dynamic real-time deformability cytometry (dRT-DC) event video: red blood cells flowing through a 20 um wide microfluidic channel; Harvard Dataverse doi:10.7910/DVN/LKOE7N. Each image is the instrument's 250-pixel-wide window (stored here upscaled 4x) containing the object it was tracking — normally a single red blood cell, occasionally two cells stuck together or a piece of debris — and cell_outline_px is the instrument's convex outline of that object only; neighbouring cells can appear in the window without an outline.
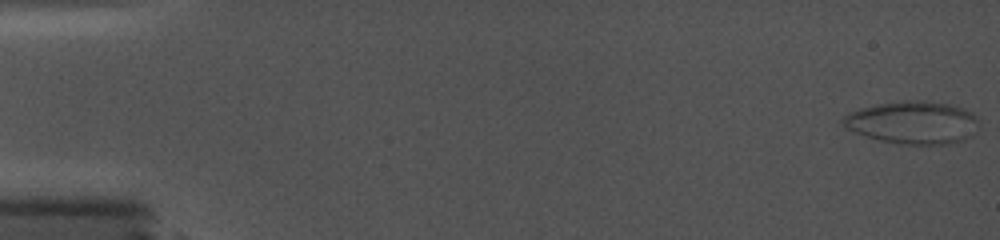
{"species": "common noctule bat (a hibernating species)", "species_latin": "Nyctalus noctula", "temperature_condition": "cold", "stored_images_in_passage": 73, "camera_frame_rate_fps": 5000, "um_per_image_px": 0.085, "animal": {"sex": "female", "body_mass_g": 19.0, "forearm_length_mm": 56.7}, "frame": {"image": 1, "passage_image": 1, "time_ms": 0.0, "image_size_px": [1000, 240], "cell_outline_px": [[976, 120], [972, 136], [964, 140], [948, 144], [900, 144], [880, 140], [856, 132], [840, 124], [840, 120], [848, 112], [860, 108], [876, 104], [904, 100], [916, 100], [948, 104], [972, 112], [976, 116]], "centroid_in_image_um": [77.54, 10.41], "position_along_channel_um": 7.5, "area_um2": 33.52}}
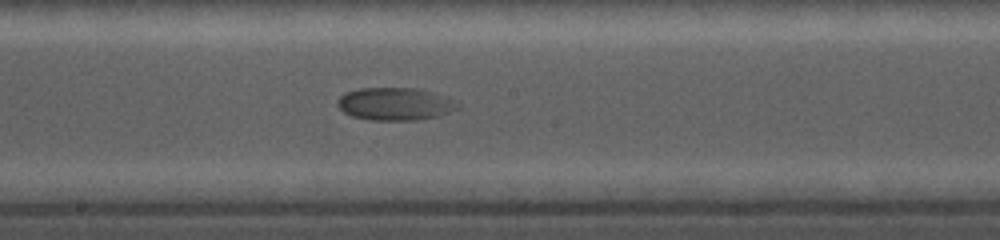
{"frame": {"image": 2, "passage_image": 43, "time_ms": 10.4, "image_size_px": [1000, 240], "cell_outline_px": [[460, 108], [436, 116], [416, 120], [372, 120], [352, 116], [344, 112], [336, 104], [336, 100], [344, 92], [360, 88], [416, 88], [448, 96], [460, 100]], "centroid_in_image_um": [33.61, 8.82], "position_along_channel_um": 214.6, "area_um2": 23.18}}
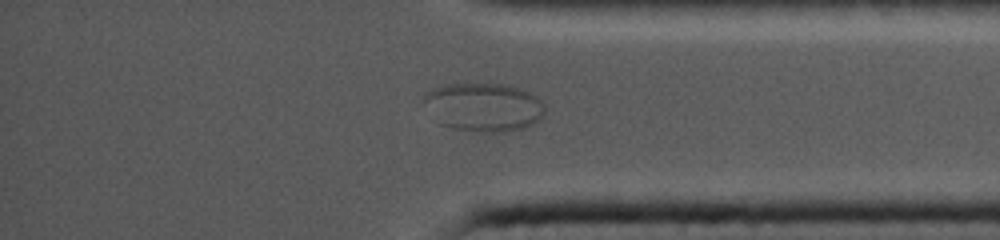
{"frame": {"image": 3, "passage_image": 64, "time_ms": 15.4, "image_size_px": [1000, 240], "cell_outline_px": [[544, 116], [540, 120], [524, 128], [504, 132], [480, 132], [452, 128], [440, 124], [424, 100], [424, 96], [432, 88], [444, 84], [508, 84], [520, 88], [536, 96], [544, 104]], "centroid_in_image_um": [41.16, 9.1], "position_along_channel_um": 394.0, "area_um2": 34.1}}